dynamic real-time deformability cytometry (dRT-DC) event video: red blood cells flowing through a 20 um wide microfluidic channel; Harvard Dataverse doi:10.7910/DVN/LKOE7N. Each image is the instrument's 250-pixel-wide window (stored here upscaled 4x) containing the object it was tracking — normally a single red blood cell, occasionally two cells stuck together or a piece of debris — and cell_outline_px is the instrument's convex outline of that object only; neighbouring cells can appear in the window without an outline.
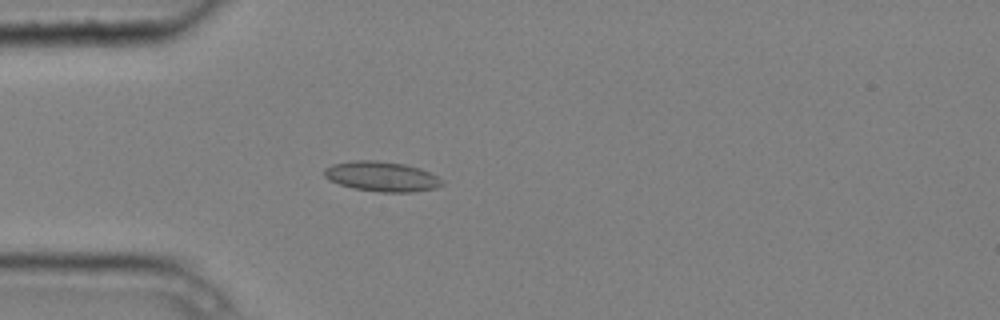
{"species": "common noctule bat (a hibernating species)", "species_latin": "Nyctalus noctula", "temperature_condition": "cold", "stored_images_in_passage": 4, "camera_frame_rate_fps": 3000, "um_per_image_px": 0.085, "animal": {"sex": "male", "body_mass_g": 20.4}, "frame": {"image": 1, "passage_image": 4, "time_ms": 1.0, "image_size_px": [1000, 320], "cell_outline_px": [[444, 184], [436, 188], [412, 192], [380, 192], [352, 188], [328, 180], [324, 176], [324, 168], [332, 164], [356, 160], [376, 160], [404, 164], [420, 168], [444, 180]], "centroid_in_image_um": [32.44, 15.0], "position_along_channel_um": 52.6, "area_um2": 20.63}}